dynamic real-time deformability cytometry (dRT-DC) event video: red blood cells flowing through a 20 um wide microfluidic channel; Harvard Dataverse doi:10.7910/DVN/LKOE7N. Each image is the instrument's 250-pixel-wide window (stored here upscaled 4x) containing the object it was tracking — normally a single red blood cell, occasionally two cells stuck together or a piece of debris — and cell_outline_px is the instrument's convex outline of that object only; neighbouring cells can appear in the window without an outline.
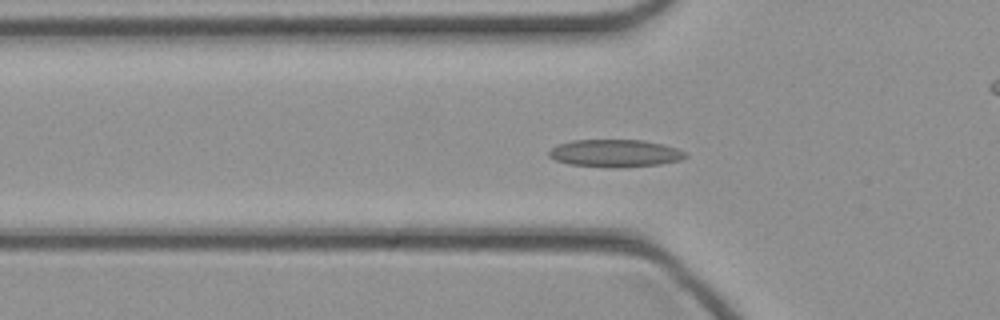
{"species": "common noctule bat (a hibernating species)", "species_latin": "Nyctalus noctula", "temperature_condition": "cold", "stored_images_in_passage": 47, "camera_frame_rate_fps": 3000, "um_per_image_px": 0.085, "animal": {"sex": "female", "body_mass_g": 21.9}, "frame": {"image": 1, "passage_image": 15, "time_ms": 4.667, "image_size_px": [1000, 320], "cell_outline_px": [[688, 156], [680, 160], [660, 164], [620, 168], [612, 168], [568, 164], [556, 160], [548, 156], [548, 152], [556, 144], [572, 140], [644, 140], [664, 144], [676, 148], [684, 152]], "centroid_in_image_um": [52.26, 13.03], "position_along_channel_um": 73.5, "area_um2": 22.08}}
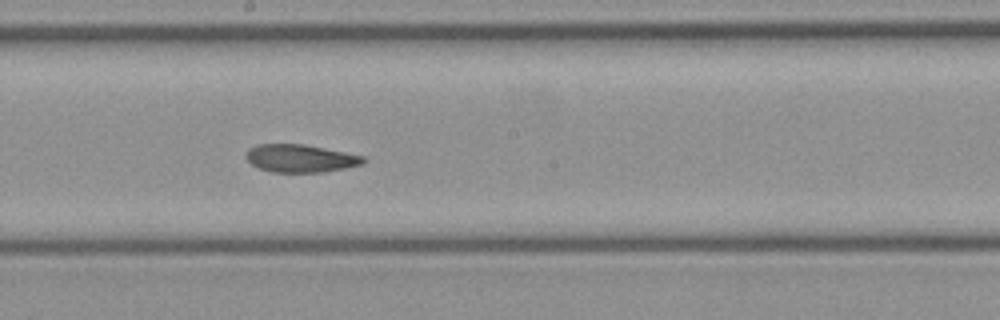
{"frame": {"image": 2, "passage_image": 25, "time_ms": 8.0, "image_size_px": [1000, 320], "cell_outline_px": [[368, 160], [364, 164], [324, 172], [272, 172], [260, 168], [252, 164], [244, 156], [248, 148], [256, 144], [304, 144], [364, 156]], "centroid_in_image_um": [25.54, 13.45], "position_along_channel_um": 222.7, "area_um2": 19.07}}
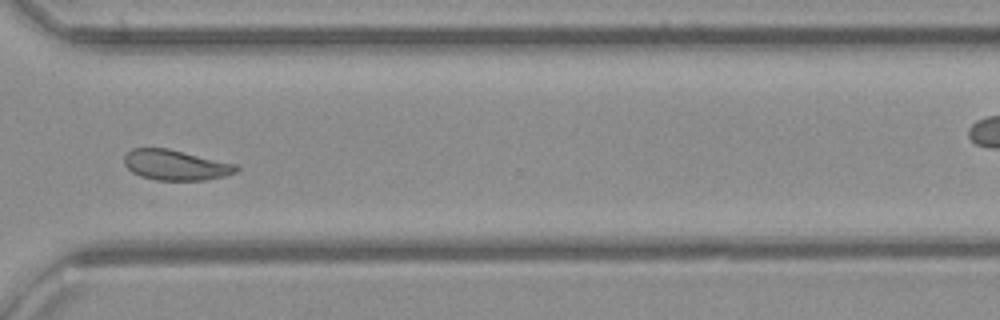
{"frame": {"image": 3, "passage_image": 34, "time_ms": 11.0, "image_size_px": [1000, 320], "cell_outline_px": [[240, 168], [236, 172], [224, 176], [204, 180], [156, 180], [140, 176], [132, 172], [124, 164], [124, 156], [132, 148], [168, 148], [236, 164]], "centroid_in_image_um": [14.92, 14.03], "position_along_channel_um": 355.7, "area_um2": 19.77}}